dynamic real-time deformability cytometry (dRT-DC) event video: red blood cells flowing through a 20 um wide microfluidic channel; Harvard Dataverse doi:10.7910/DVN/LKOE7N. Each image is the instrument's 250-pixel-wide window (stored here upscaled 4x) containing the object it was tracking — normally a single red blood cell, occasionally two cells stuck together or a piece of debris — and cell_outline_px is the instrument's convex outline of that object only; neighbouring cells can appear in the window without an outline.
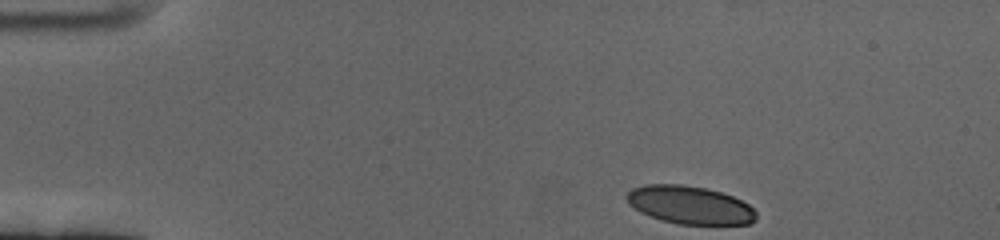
{"species": "human", "species_latin": "Homo sapiens", "temperature_condition": "cold", "stored_images_in_passage": 52, "camera_frame_rate_fps": 3000, "um_per_image_px": 0.085, "donor": {"sex": "female"}, "frame": {"image": 1, "passage_image": 1, "time_ms": 0.0, "image_size_px": [1000, 240], "cell_outline_px": [[756, 220], [752, 224], [680, 224], [660, 220], [640, 212], [628, 204], [624, 196], [632, 188], [644, 184], [680, 184], [704, 188], [720, 192], [732, 196], [748, 204], [756, 212]], "centroid_in_image_um": [58.6, 17.42], "position_along_channel_um": 26.4, "area_um2": 28.78}}
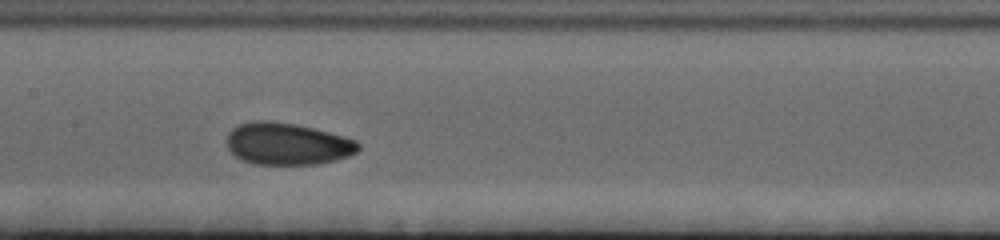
{"frame": {"image": 2, "passage_image": 22, "time_ms": 7.0, "image_size_px": [1000, 240], "cell_outline_px": [[360, 148], [356, 152], [348, 156], [316, 164], [256, 164], [244, 160], [236, 156], [228, 148], [228, 132], [232, 128], [240, 124], [256, 120], [264, 120], [292, 124], [312, 128], [344, 136], [356, 140], [360, 144]], "centroid_in_image_um": [24.43, 12.22], "position_along_channel_um": 183.0, "area_um2": 31.73}}
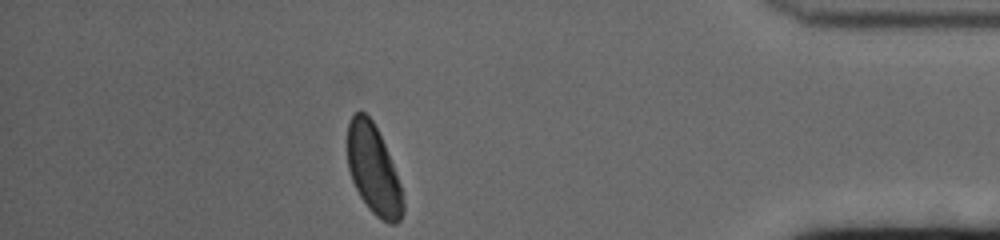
{"frame": {"image": 3, "passage_image": 45, "time_ms": 14.667, "image_size_px": [1000, 240], "cell_outline_px": [[404, 212], [400, 220], [396, 224], [388, 224], [380, 220], [368, 208], [360, 196], [352, 180], [348, 168], [348, 124], [352, 116], [356, 112], [364, 112], [372, 120], [384, 144], [400, 184], [404, 204]], "centroid_in_image_um": [31.75, 14.48], "position_along_channel_um": 403.4, "area_um2": 28.61}, "authors_computed_cell_mechanics": {"area_um2": 30.5184, "velocity_mm_per_s": 3.3663, "shape_relaxation_time_tau1_ms": 3.5747, "shape_relaxation_time_tau2_ms": 1.6164, "deformation_change_tau1": 0.1155, "deformation_change_tau2": 0.0546}}